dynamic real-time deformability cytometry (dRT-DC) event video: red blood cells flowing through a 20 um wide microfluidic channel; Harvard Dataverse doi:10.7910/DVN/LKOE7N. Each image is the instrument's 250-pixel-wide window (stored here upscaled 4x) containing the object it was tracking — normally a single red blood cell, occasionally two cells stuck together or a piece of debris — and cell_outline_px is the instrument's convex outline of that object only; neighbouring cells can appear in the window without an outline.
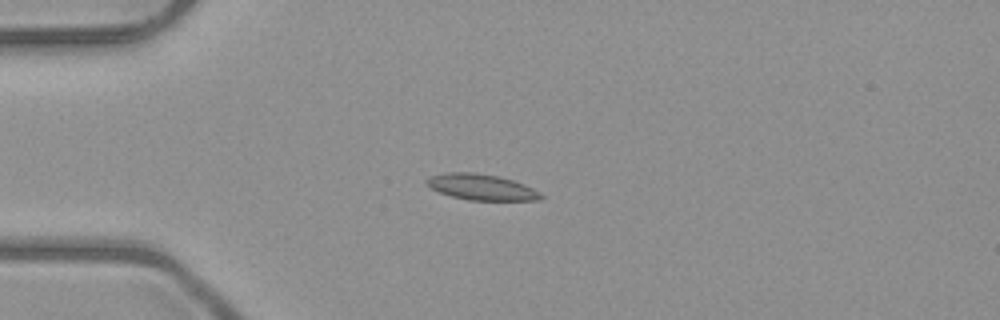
{"species": "common noctule bat (a hibernating species)", "species_latin": "Nyctalus noctula", "temperature_condition": "room temperature", "stored_images_in_passage": 39, "camera_frame_rate_fps": 3000, "um_per_image_px": 0.085, "animal": {"sex": "male", "body_mass_g": 23.1, "forearm_length_mm": 52.7}, "frame": {"image": 1, "passage_image": 1, "time_ms": 0.0, "image_size_px": [1000, 320], "cell_outline_px": [[544, 196], [540, 200], [468, 200], [452, 196], [440, 192], [424, 184], [424, 180], [432, 176], [444, 172], [476, 172], [500, 176], [524, 184], [540, 192]], "centroid_in_image_um": [40.91, 15.89], "position_along_channel_um": 44.1, "area_um2": 17.34}}
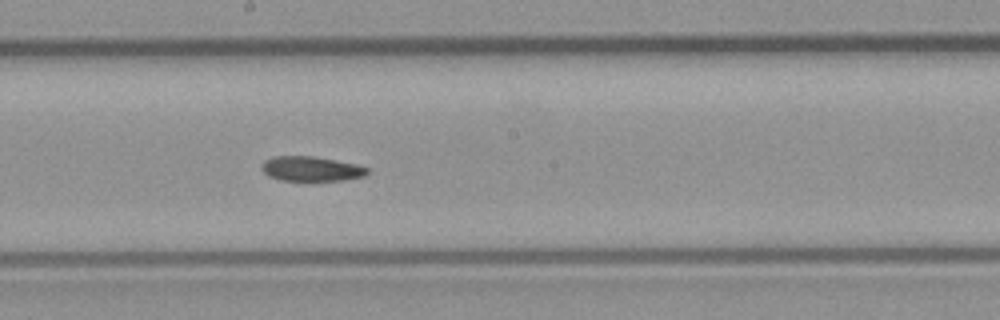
{"frame": {"image": 2, "passage_image": 16, "time_ms": 5.0, "image_size_px": [1000, 320], "cell_outline_px": [[368, 172], [364, 176], [344, 180], [280, 180], [268, 176], [260, 168], [260, 164], [264, 160], [272, 156], [312, 156], [356, 164], [368, 168]], "centroid_in_image_um": [26.39, 14.34], "position_along_channel_um": 221.8, "area_um2": 15.2}}
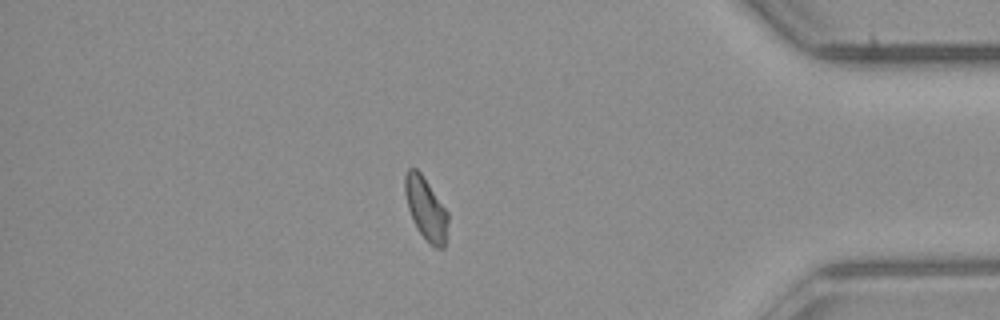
{"frame": {"image": 3, "passage_image": 32, "time_ms": 10.333, "image_size_px": [1000, 320], "cell_outline_px": [[448, 220], [444, 248], [436, 248], [416, 228], [412, 220], [408, 208], [404, 192], [404, 176], [408, 168], [416, 168], [420, 172], [448, 212]], "centroid_in_image_um": [36.18, 17.71], "position_along_channel_um": 399.0, "area_um2": 15.49}, "authors_computed_cell_mechanics": {"area_um2": 15.9528, "velocity_mm_per_s": 4.0032, "shape_relaxation_time_tau1_ms": 10.6175, "shape_relaxation_time_tau2_ms": 6.0735, "deformation_change_tau1": 0.1756, "deformation_change_tau2": 0.0987}}